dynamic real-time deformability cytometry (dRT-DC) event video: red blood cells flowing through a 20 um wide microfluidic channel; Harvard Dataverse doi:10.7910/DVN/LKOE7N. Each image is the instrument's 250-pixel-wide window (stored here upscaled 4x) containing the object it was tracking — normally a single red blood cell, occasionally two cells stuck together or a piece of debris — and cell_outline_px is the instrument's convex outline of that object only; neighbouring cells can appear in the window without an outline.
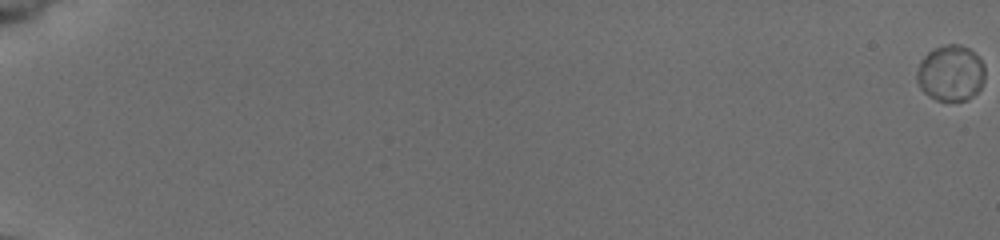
{"species": "common noctule bat (a hibernating species)", "species_latin": "Nyctalus noctula", "temperature_condition": "cold", "stored_images_in_passage": 39, "camera_frame_rate_fps": 3000, "um_per_image_px": 0.085, "animal": {"sex": "female", "body_mass_g": 19.5, "forearm_length_mm": 54.1}, "frame": {"image": 1, "passage_image": 1, "time_ms": 0.0, "image_size_px": [1000, 240], "cell_outline_px": [[984, 80], [980, 88], [968, 100], [936, 100], [924, 92], [920, 88], [916, 80], [916, 72], [920, 60], [932, 48], [944, 44], [960, 44], [968, 48], [984, 64]], "centroid_in_image_um": [80.78, 6.2], "position_along_channel_um": 4.2, "area_um2": 22.25}}
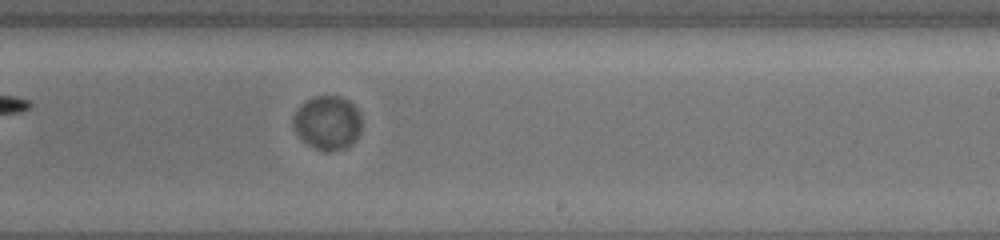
{"frame": {"image": 2, "passage_image": 22, "time_ms": 7.0, "image_size_px": [1000, 240], "cell_outline_px": [[360, 132], [352, 144], [344, 148], [328, 152], [324, 152], [308, 144], [296, 132], [292, 124], [292, 116], [300, 104], [312, 96], [340, 96], [348, 100], [360, 112]], "centroid_in_image_um": [27.82, 10.42], "position_along_channel_um": 261.2, "area_um2": 21.62}}
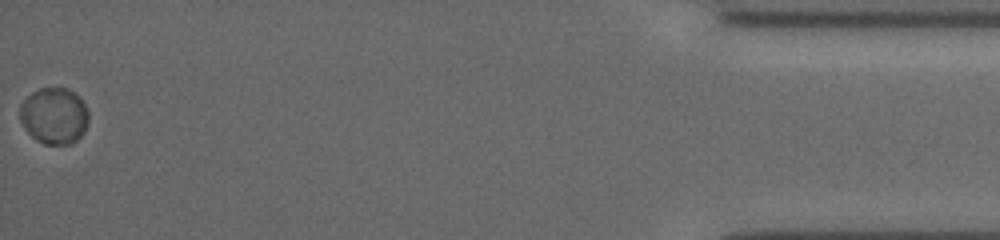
{"frame": {"image": 3, "passage_image": 39, "time_ms": 12.667, "image_size_px": [1000, 240], "cell_outline_px": [[88, 124], [84, 132], [72, 144], [44, 144], [36, 140], [24, 128], [20, 120], [20, 104], [32, 92], [40, 88], [68, 88], [76, 92], [80, 96], [88, 112]], "centroid_in_image_um": [4.61, 9.83], "position_along_channel_um": 430.6, "area_um2": 22.77}}